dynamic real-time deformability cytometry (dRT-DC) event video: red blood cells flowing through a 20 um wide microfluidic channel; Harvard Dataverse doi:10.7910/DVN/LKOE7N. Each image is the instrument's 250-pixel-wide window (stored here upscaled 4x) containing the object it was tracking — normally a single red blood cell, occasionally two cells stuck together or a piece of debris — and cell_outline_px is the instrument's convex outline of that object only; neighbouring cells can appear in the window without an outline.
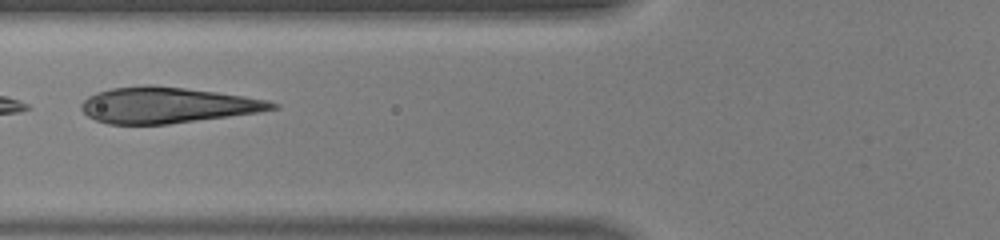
{"species": "human", "species_latin": "Homo sapiens", "temperature_condition": "warm", "stored_images_in_passage": 25, "camera_frame_rate_fps": 3000, "um_per_image_px": 0.085, "donor": {"sex": "male"}, "frame": {"image": 1, "passage_image": 9, "time_ms": 2.667, "image_size_px": [1000, 240], "cell_outline_px": [[280, 108], [256, 112], [228, 116], [168, 124], [108, 124], [96, 120], [88, 116], [80, 108], [80, 104], [88, 96], [96, 92], [112, 88], [144, 84], [152, 84], [216, 92], [244, 96], [268, 100], [280, 104]], "centroid_in_image_um": [14.19, 8.93], "position_along_channel_um": 111.6, "area_um2": 39.88}}
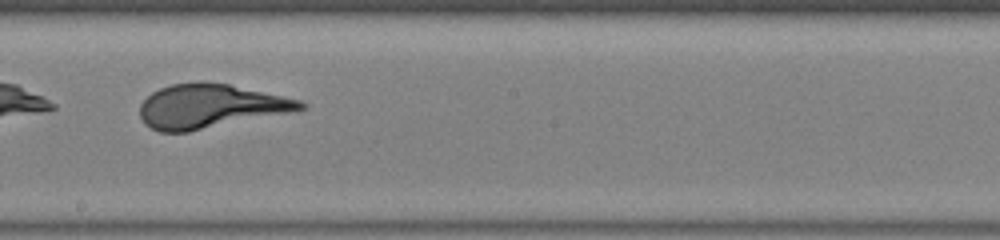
{"frame": {"image": 2, "passage_image": 17, "time_ms": 5.333, "image_size_px": [1000, 240], "cell_outline_px": [[308, 108], [188, 132], [160, 132], [144, 124], [140, 116], [140, 104], [152, 92], [160, 88], [172, 84], [228, 84], [300, 100], [308, 104]], "centroid_in_image_um": [17.84, 9.06], "position_along_channel_um": 230.4, "area_um2": 40.11}}
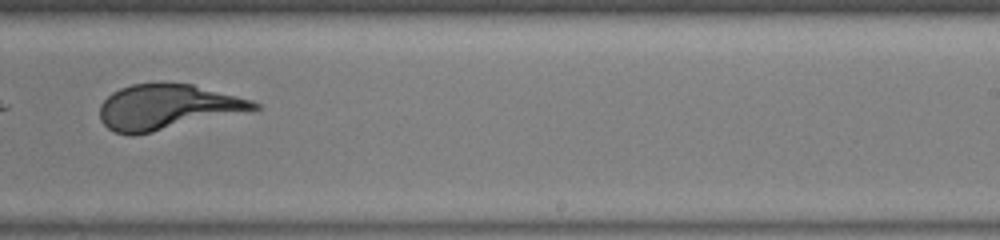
{"frame": {"image": 3, "passage_image": 20, "time_ms": 6.333, "image_size_px": [1000, 240], "cell_outline_px": [[260, 108], [252, 112], [136, 136], [132, 136], [116, 132], [108, 128], [100, 120], [100, 104], [112, 92], [120, 88], [132, 84], [160, 80], [192, 84], [252, 100], [260, 104]], "centroid_in_image_um": [14.26, 9.09], "position_along_channel_um": 274.7, "area_um2": 41.91}}